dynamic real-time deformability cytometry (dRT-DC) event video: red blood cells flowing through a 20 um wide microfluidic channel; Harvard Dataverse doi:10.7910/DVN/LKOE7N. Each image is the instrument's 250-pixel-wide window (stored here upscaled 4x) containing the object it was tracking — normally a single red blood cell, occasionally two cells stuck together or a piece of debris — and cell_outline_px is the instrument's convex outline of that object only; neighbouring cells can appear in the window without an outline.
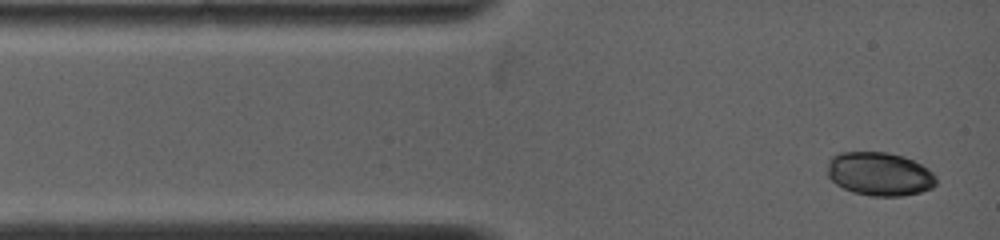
{"species": "common noctule bat (a hibernating species)", "species_latin": "Nyctalus noctula", "temperature_condition": "warm", "stored_images_in_passage": 21, "camera_frame_rate_fps": 5000, "um_per_image_px": 0.085, "animal": {"sex": "female", "body_mass_g": 19.0, "forearm_length_mm": 53.3}, "frame": {"image": 1, "passage_image": 1, "time_ms": 0.0, "image_size_px": [1000, 240], "cell_outline_px": [[936, 184], [932, 188], [920, 192], [904, 196], [872, 196], [852, 192], [836, 184], [828, 176], [828, 160], [832, 156], [840, 152], [888, 152], [904, 156], [928, 168], [936, 176]], "centroid_in_image_um": [74.77, 14.78], "position_along_channel_um": 10.2, "area_um2": 27.74}}
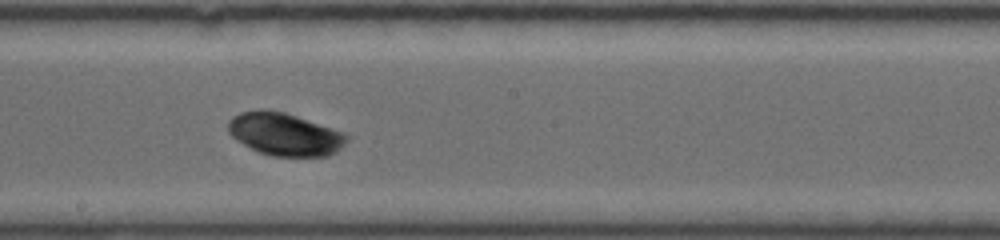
{"frame": {"image": 2, "passage_image": 12, "time_ms": 6.4, "image_size_px": [1000, 240], "cell_outline_px": [[348, 140], [336, 152], [328, 156], [272, 156], [260, 152], [236, 140], [228, 132], [228, 120], [232, 116], [240, 112], [260, 108], [268, 108], [284, 112], [296, 116], [340, 132], [348, 136]], "centroid_in_image_um": [24.14, 11.39], "position_along_channel_um": 224.1, "area_um2": 29.3}}
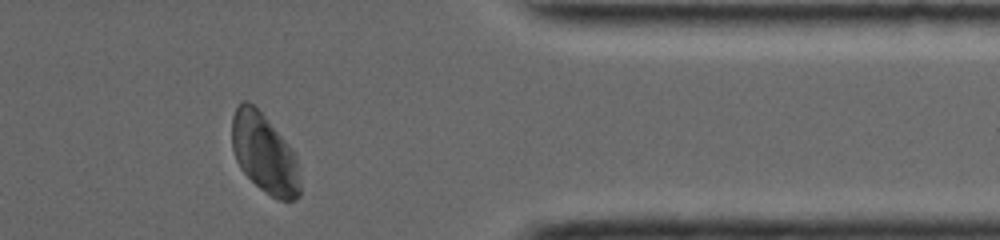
{"frame": {"image": 3, "passage_image": 21, "time_ms": 11.0, "image_size_px": [1000, 240], "cell_outline_px": [[300, 196], [296, 200], [280, 200], [272, 196], [260, 188], [240, 168], [236, 160], [232, 148], [232, 116], [236, 108], [244, 100], [248, 100], [264, 116], [288, 144], [296, 156], [300, 164]], "centroid_in_image_um": [22.49, 13.07], "position_along_channel_um": 388.9, "area_um2": 31.39}, "authors_computed_cell_mechanics": {"area_um2": 28.5532, "velocity_mm_per_s": 3.9612, "shape_relaxation_time_tau1_ms": 0.9699, "shape_relaxation_time_tau2_ms": null, "deformation_change_tau1": 0.0288, "deformation_change_tau2": null}}